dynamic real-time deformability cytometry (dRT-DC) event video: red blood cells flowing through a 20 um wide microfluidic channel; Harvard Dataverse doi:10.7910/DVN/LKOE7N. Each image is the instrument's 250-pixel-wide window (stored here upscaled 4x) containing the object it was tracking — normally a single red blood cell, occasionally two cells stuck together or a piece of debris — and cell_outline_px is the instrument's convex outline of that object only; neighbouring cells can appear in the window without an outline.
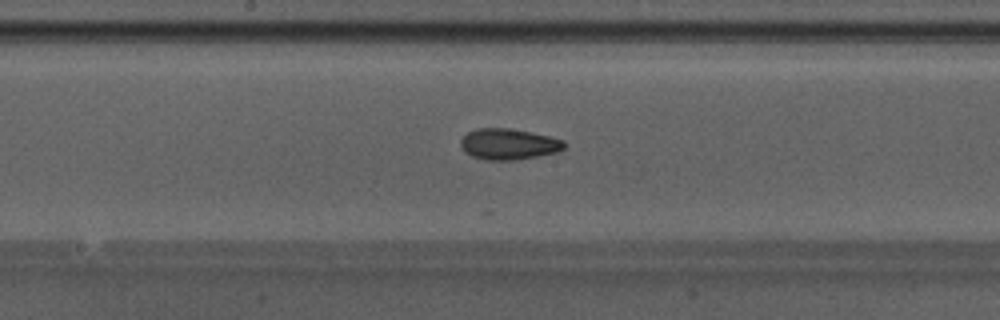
{"species": "Egyptian fruit bat (a non-hibernating species)", "species_latin": "Rousettus aegyptiacus", "temperature_condition": "warm", "stored_images_in_passage": 26, "camera_frame_rate_fps": 3000, "um_per_image_px": 0.085, "animal": {"sex": "male"}, "frame": {"image": 1, "passage_image": 21, "time_ms": 6.667, "image_size_px": [1000, 320], "cell_outline_px": [[564, 148], [556, 152], [536, 156], [512, 160], [488, 160], [472, 156], [464, 152], [460, 144], [460, 140], [468, 132], [476, 128], [508, 128], [548, 136], [564, 140]], "centroid_in_image_um": [43.18, 12.25], "position_along_channel_um": 205.0, "area_um2": 18.44}}